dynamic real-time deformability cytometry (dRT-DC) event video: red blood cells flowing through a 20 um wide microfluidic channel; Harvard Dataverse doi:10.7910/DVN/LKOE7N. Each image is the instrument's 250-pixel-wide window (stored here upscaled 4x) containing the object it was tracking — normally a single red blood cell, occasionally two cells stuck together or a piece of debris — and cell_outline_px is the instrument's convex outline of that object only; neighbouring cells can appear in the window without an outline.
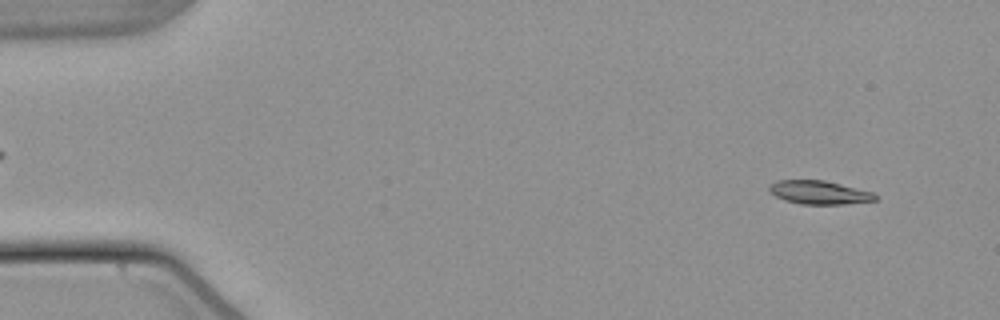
{"species": "common noctule bat (a hibernating species)", "species_latin": "Nyctalus noctula", "temperature_condition": "warm", "stored_images_in_passage": 53, "camera_frame_rate_fps": 3000, "um_per_image_px": 0.085, "animal": {"sex": "male", "body_mass_g": 21.5, "forearm_length_mm": 52.0}, "frame": {"image": 1, "passage_image": 4, "time_ms": 1.0, "image_size_px": [1000, 320], "cell_outline_px": [[880, 196], [876, 200], [844, 204], [800, 204], [784, 200], [768, 192], [768, 188], [776, 180], [824, 180], [872, 192]], "centroid_in_image_um": [69.62, 16.36], "position_along_channel_um": 15.4, "area_um2": 14.51}}
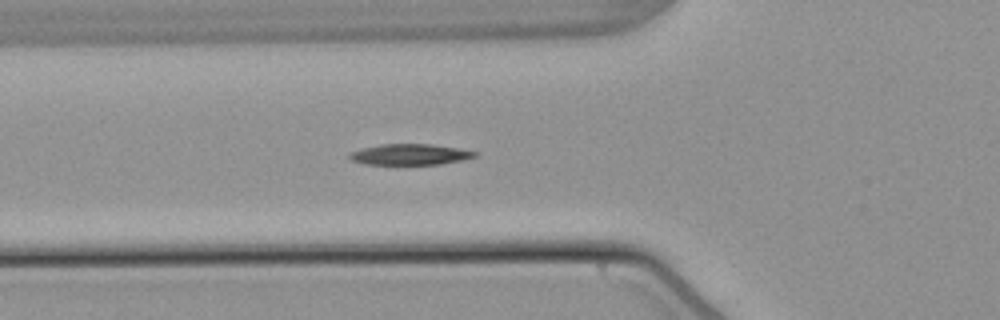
{"frame": {"image": 2, "passage_image": 19, "time_ms": 6.0, "image_size_px": [1000, 320], "cell_outline_px": [[476, 156], [460, 160], [440, 164], [364, 164], [352, 160], [348, 156], [352, 152], [364, 148], [380, 144], [432, 144], [456, 148], [476, 152]], "centroid_in_image_um": [34.82, 13.12], "position_along_channel_um": 91.0, "area_um2": 14.91}}
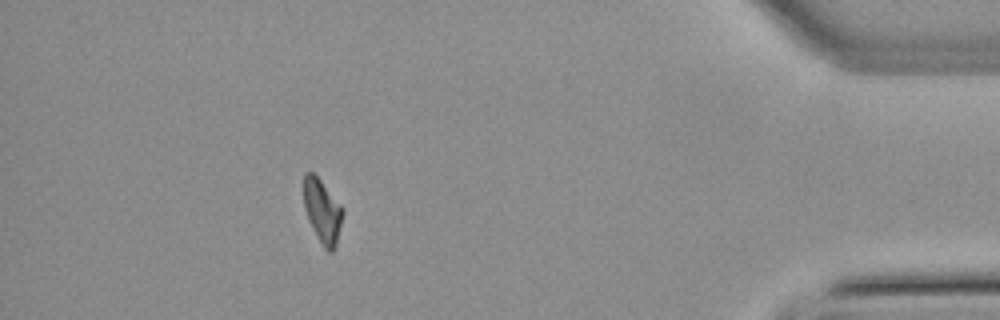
{"frame": {"image": 3, "passage_image": 48, "time_ms": 15.667, "image_size_px": [1000, 320], "cell_outline_px": [[344, 212], [336, 244], [332, 252], [328, 252], [324, 248], [304, 208], [304, 172], [312, 172], [320, 180], [344, 208]], "centroid_in_image_um": [27.42, 17.92], "position_along_channel_um": 407.8, "area_um2": 14.05}, "authors_computed_cell_mechanics": {"area_um2": 15.1436, "velocity_mm_per_s": 3.8194, "shape_relaxation_time_tau1_ms": 7.7753, "shape_relaxation_time_tau2_ms": null, "deformation_change_tau1": 0.2097, "deformation_change_tau2": null}}